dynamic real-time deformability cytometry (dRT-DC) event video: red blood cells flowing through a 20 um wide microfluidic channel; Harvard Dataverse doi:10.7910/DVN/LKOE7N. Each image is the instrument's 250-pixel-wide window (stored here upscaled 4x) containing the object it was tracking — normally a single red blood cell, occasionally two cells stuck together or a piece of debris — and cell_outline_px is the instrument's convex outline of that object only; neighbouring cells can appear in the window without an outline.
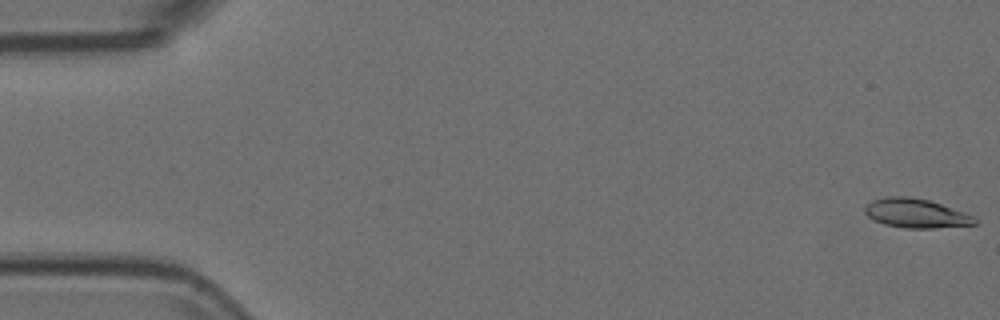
{"species": "Egyptian fruit bat (a non-hibernating species)", "species_latin": "Rousettus aegyptiacus", "temperature_condition": "room temperature", "stored_images_in_passage": 55, "camera_frame_rate_fps": 3000, "um_per_image_px": 0.085, "animal": {"sex": "female"}, "frame": {"image": 1, "passage_image": 1, "time_ms": 0.0, "image_size_px": [1000, 320], "cell_outline_px": [[980, 220], [976, 224], [932, 228], [904, 228], [884, 224], [868, 216], [864, 212], [864, 204], [872, 200], [884, 196], [908, 196], [928, 200], [976, 216]], "centroid_in_image_um": [77.85, 18.12], "position_along_channel_um": 7.1, "area_um2": 18.79}}
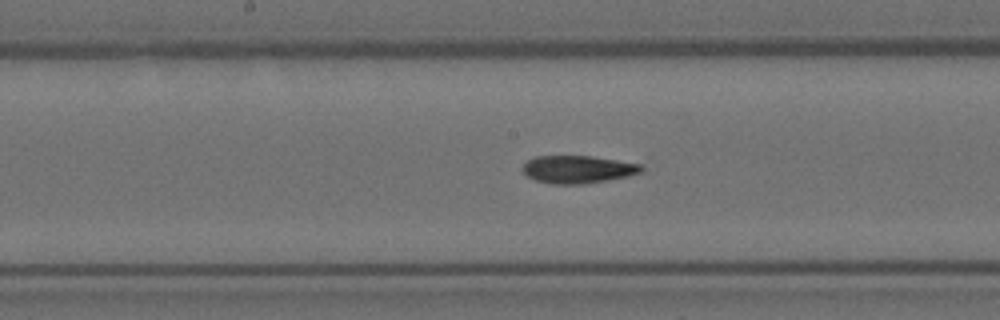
{"frame": {"image": 2, "passage_image": 28, "time_ms": 9.0, "image_size_px": [1000, 320], "cell_outline_px": [[644, 168], [640, 172], [628, 176], [584, 184], [552, 184], [536, 180], [528, 176], [520, 168], [528, 160], [536, 156], [592, 156], [640, 164]], "centroid_in_image_um": [49.09, 14.39], "position_along_channel_um": 199.1, "area_um2": 19.02}}
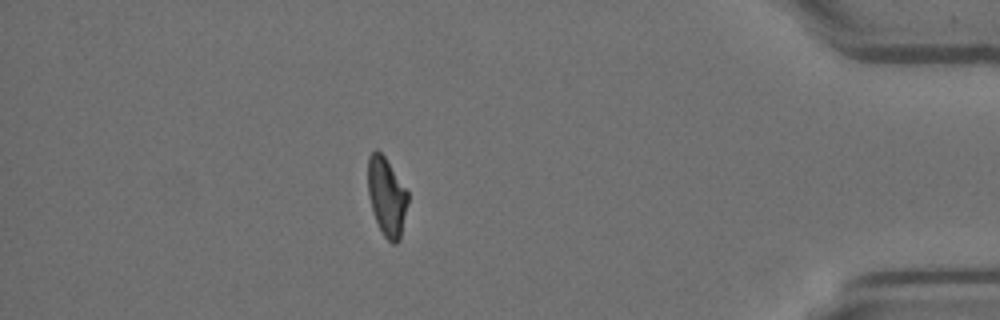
{"frame": {"image": 3, "passage_image": 48, "time_ms": 15.667, "image_size_px": [1000, 320], "cell_outline_px": [[408, 204], [400, 240], [396, 244], [392, 244], [384, 236], [376, 220], [372, 208], [368, 192], [368, 156], [376, 148], [384, 156], [408, 192]], "centroid_in_image_um": [32.88, 16.73], "position_along_channel_um": 402.3, "area_um2": 18.15}}